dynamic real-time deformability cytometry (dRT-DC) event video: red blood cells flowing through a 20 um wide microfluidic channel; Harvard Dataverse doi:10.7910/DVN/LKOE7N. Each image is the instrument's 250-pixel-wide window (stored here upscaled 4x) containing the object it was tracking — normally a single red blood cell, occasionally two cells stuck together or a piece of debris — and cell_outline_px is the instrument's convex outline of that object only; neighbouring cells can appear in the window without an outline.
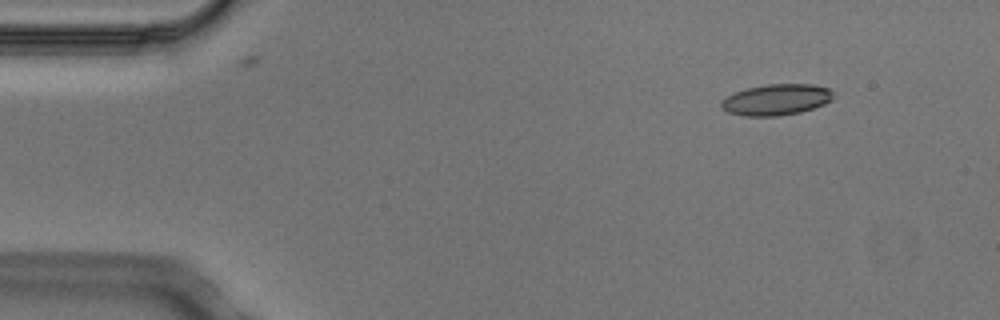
{"species": "Egyptian fruit bat (a non-hibernating species)", "species_latin": "Rousettus aegyptiacus", "temperature_condition": "cold", "stored_images_in_passage": 3, "camera_frame_rate_fps": 3000, "um_per_image_px": 0.085, "animal": {"sex": "male"}, "frame": {"image": 1, "passage_image": 1, "time_ms": 0.0, "image_size_px": [1000, 320], "cell_outline_px": [[832, 100], [824, 104], [800, 112], [780, 116], [744, 116], [728, 112], [720, 108], [720, 100], [736, 92], [748, 88], [768, 84], [812, 84], [828, 88], [832, 92]], "centroid_in_image_um": [65.96, 8.48], "position_along_channel_um": 19.0, "area_um2": 20.23}}